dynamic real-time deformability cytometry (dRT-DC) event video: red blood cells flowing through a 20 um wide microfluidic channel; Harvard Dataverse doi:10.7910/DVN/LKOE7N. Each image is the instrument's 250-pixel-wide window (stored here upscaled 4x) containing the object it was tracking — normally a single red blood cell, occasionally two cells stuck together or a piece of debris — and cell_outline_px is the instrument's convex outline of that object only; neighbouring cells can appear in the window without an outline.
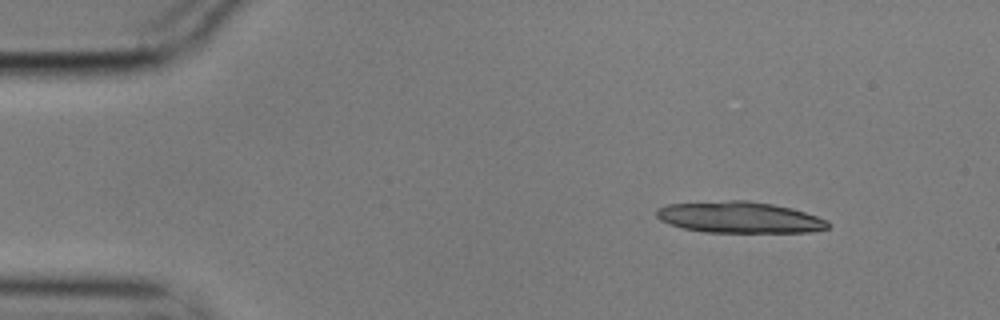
{"species": "common noctule bat (a hibernating species)", "species_latin": "Nyctalus noctula", "temperature_condition": "cold", "stored_images_in_passage": 10, "camera_frame_rate_fps": 3000, "um_per_image_px": 0.085, "animal": {"sex": "male", "body_mass_g": 17.9}, "frame": {"image": 1, "passage_image": 1, "time_ms": 0.0, "image_size_px": [1000, 320], "cell_outline_px": [[828, 228], [812, 232], [704, 232], [684, 228], [660, 220], [656, 216], [656, 208], [668, 204], [728, 200], [748, 200], [772, 204], [792, 208], [828, 220]], "centroid_in_image_um": [62.85, 18.47], "position_along_channel_um": 22.2, "area_um2": 31.21}}